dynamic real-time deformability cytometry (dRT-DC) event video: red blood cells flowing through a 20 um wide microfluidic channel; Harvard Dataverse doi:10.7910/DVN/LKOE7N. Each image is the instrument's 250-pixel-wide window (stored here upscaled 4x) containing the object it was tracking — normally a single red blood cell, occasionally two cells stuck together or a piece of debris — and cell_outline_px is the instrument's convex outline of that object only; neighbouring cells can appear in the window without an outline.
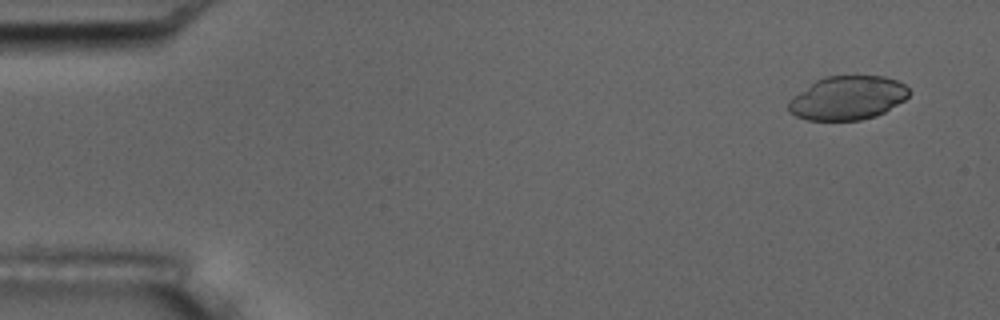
{"species": "common noctule bat (a hibernating species)", "species_latin": "Nyctalus noctula", "temperature_condition": "room temperature", "stored_images_in_passage": 6, "camera_frame_rate_fps": 3000, "um_per_image_px": 0.085, "animal": {"sex": "male", "body_mass_g": 17.5, "forearm_length_mm": 52.3}, "frame": {"image": 1, "passage_image": 1, "time_ms": 0.0, "image_size_px": [1000, 320], "cell_outline_px": [[912, 92], [904, 100], [884, 112], [876, 116], [860, 120], [808, 120], [796, 116], [788, 112], [788, 100], [792, 96], [816, 80], [828, 76], [884, 76], [896, 80], [904, 84]], "centroid_in_image_um": [72.03, 8.33], "position_along_channel_um": 13.0, "area_um2": 30.81}}